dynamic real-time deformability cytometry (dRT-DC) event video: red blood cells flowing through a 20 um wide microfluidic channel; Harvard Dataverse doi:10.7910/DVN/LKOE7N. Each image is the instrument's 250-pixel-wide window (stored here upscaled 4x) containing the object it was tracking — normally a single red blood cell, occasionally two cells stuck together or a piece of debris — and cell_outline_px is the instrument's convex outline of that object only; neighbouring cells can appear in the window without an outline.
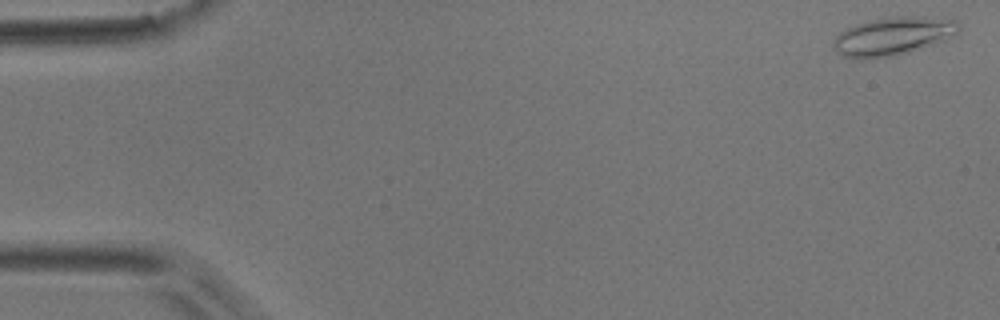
{"species": "common noctule bat (a hibernating species)", "species_latin": "Nyctalus noctula", "temperature_condition": "room temperature", "stored_images_in_passage": 53, "camera_frame_rate_fps": 3000, "um_per_image_px": 0.085, "animal": {"sex": "male", "body_mass_g": 17.9}, "frame": {"image": 1, "passage_image": 2, "time_ms": 0.333, "image_size_px": [1000, 320], "cell_outline_px": [[960, 28], [956, 36], [908, 52], [892, 56], [844, 56], [836, 48], [836, 36], [840, 32], [856, 24], [872, 20], [892, 16], [920, 16], [956, 20], [960, 24]], "centroid_in_image_um": [76.03, 3.02], "position_along_channel_um": 9.0, "area_um2": 26.93}}
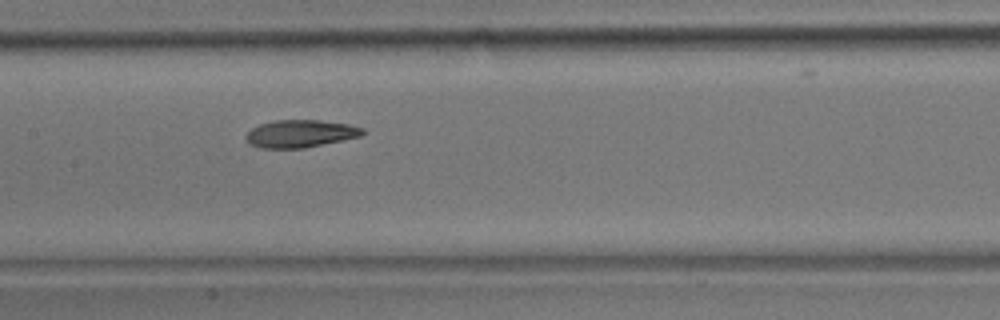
{"frame": {"image": 2, "passage_image": 26, "time_ms": 8.333, "image_size_px": [1000, 320], "cell_outline_px": [[364, 132], [360, 136], [304, 148], [260, 148], [248, 144], [244, 136], [252, 128], [260, 124], [276, 120], [320, 120], [348, 124], [364, 128]], "centroid_in_image_um": [25.49, 11.36], "position_along_channel_um": 181.9, "area_um2": 18.67}}
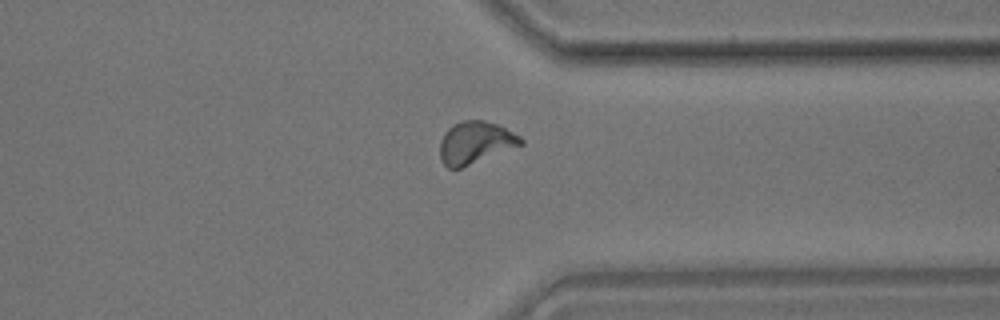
{"frame": {"image": 3, "passage_image": 41, "time_ms": 13.333, "image_size_px": [1000, 320], "cell_outline_px": [[524, 144], [460, 168], [448, 168], [444, 164], [440, 156], [440, 140], [444, 132], [452, 124], [460, 120], [484, 120], [496, 124], [520, 136], [524, 140]], "centroid_in_image_um": [40.38, 12.1], "position_along_channel_um": 371.0, "area_um2": 19.83}, "authors_computed_cell_mechanics": {"area_um2": 19.1896, "velocity_mm_per_s": 3.8206, "shape_relaxation_time_tau1_ms": 5.005, "shape_relaxation_time_tau2_ms": 2.8665, "deformation_change_tau1": 0.1693, "deformation_change_tau2": 0.0731}}